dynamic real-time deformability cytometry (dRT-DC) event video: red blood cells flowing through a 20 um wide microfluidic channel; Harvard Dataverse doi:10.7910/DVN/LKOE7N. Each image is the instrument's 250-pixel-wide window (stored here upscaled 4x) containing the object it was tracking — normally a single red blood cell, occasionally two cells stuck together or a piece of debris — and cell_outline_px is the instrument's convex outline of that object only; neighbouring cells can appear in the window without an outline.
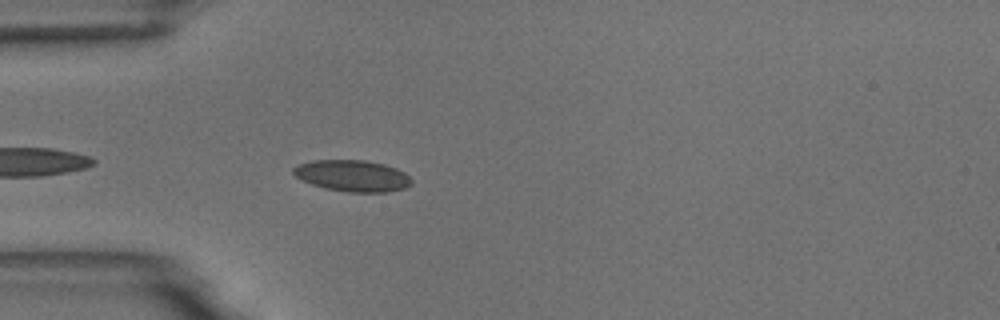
{"species": "common noctule bat (a hibernating species)", "species_latin": "Nyctalus noctula", "temperature_condition": "room temperature", "stored_images_in_passage": 12, "camera_frame_rate_fps": 3000, "um_per_image_px": 0.085, "animal": {"sex": "male", "body_mass_g": 18.8}, "frame": {"image": 1, "passage_image": 3, "time_ms": 0.667, "image_size_px": [1000, 320], "cell_outline_px": [[412, 184], [404, 188], [388, 192], [348, 192], [324, 188], [312, 184], [296, 176], [292, 172], [292, 168], [300, 164], [312, 160], [364, 160], [384, 164], [396, 168], [404, 172], [412, 180]], "centroid_in_image_um": [29.97, 14.94], "position_along_channel_um": 55.0, "area_um2": 21.56}}